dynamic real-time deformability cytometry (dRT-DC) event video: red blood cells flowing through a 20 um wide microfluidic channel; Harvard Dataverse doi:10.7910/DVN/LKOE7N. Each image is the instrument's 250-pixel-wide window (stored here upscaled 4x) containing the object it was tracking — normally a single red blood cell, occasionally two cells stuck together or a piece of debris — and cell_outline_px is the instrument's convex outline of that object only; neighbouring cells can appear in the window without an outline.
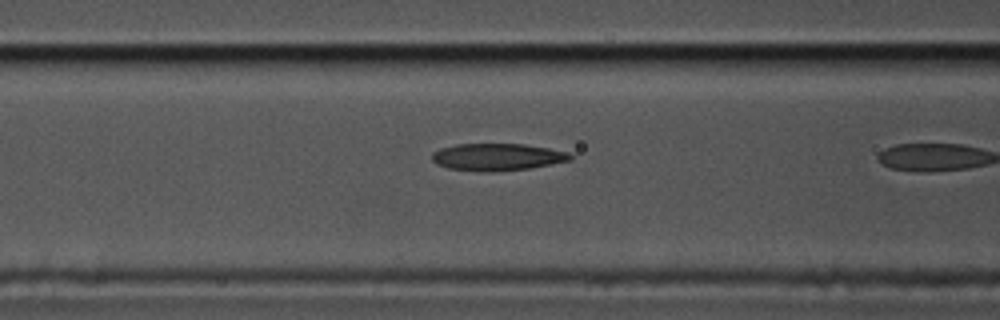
{"species": "common noctule bat (a hibernating species)", "species_latin": "Nyctalus noctula", "temperature_condition": "cold", "stored_images_in_passage": 14, "camera_frame_rate_fps": 3000, "um_per_image_px": 0.085, "animal": {"sex": "male", "body_mass_g": 17.5, "forearm_length_mm": 52.3}, "frame": {"image": 1, "passage_image": 7, "time_ms": 2.0, "image_size_px": [1000, 320], "cell_outline_px": [[572, 160], [528, 168], [492, 172], [488, 172], [448, 168], [436, 164], [432, 160], [432, 152], [440, 148], [456, 144], [524, 144], [548, 148], [568, 152], [572, 156]], "centroid_in_image_um": [42.24, 13.34], "position_along_channel_um": 124.4, "area_um2": 21.79}}
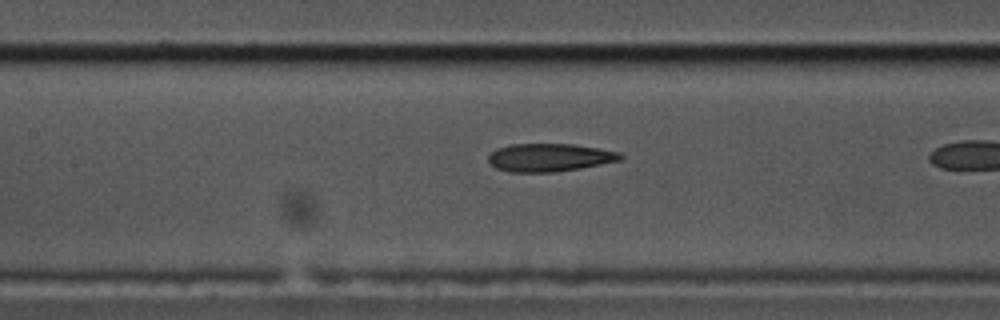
{"frame": {"image": 2, "passage_image": 10, "time_ms": 3.0, "image_size_px": [1000, 320], "cell_outline_px": [[624, 156], [620, 160], [580, 168], [556, 172], [508, 172], [496, 168], [488, 160], [488, 156], [496, 148], [512, 144], [572, 144], [600, 148], [620, 152]], "centroid_in_image_um": [46.71, 13.38], "position_along_channel_um": 160.7, "area_um2": 21.56}}